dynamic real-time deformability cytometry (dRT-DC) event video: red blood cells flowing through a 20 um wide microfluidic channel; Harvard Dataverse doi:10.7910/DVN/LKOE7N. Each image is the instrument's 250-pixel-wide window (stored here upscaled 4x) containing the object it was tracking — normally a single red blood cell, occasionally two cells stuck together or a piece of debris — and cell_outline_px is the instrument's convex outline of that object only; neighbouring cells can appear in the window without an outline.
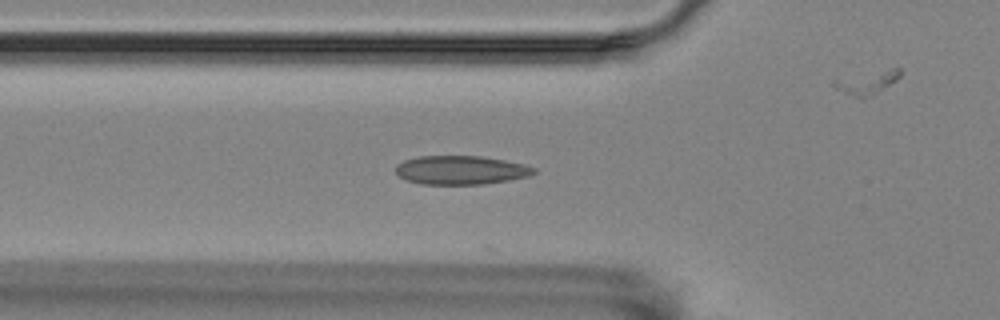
{"species": "Egyptian fruit bat (a non-hibernating species)", "species_latin": "Rousettus aegyptiacus", "temperature_condition": "room temperature", "stored_images_in_passage": 42, "camera_frame_rate_fps": 3000, "um_per_image_px": 0.085, "animal": {"sex": "female"}, "frame": {"image": 1, "passage_image": 7, "time_ms": 2.0, "image_size_px": [1000, 320], "cell_outline_px": [[536, 172], [528, 176], [508, 180], [484, 184], [420, 184], [408, 180], [400, 176], [396, 172], [396, 164], [404, 160], [420, 156], [480, 156], [504, 160], [536, 168]], "centroid_in_image_um": [39.15, 14.46], "position_along_channel_um": 86.7, "area_um2": 22.95}}
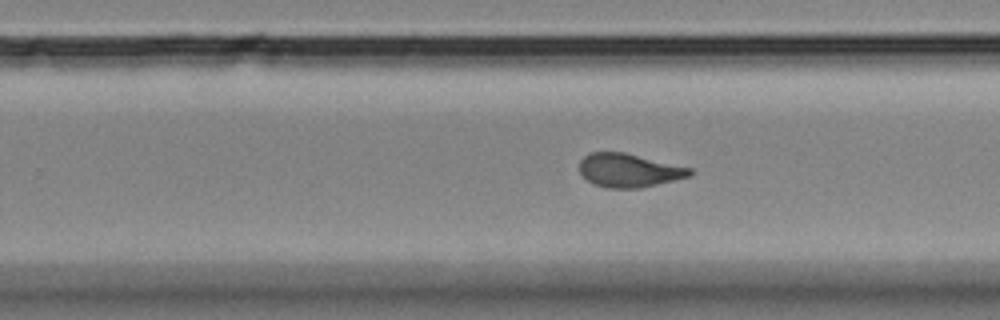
{"frame": {"image": 2, "passage_image": 23, "time_ms": 7.333, "image_size_px": [1000, 320], "cell_outline_px": [[696, 172], [692, 176], [640, 188], [608, 188], [596, 184], [588, 180], [580, 172], [580, 160], [588, 152], [624, 152], [692, 168]], "centroid_in_image_um": [53.5, 14.47], "position_along_channel_um": 276.3, "area_um2": 21.62}}
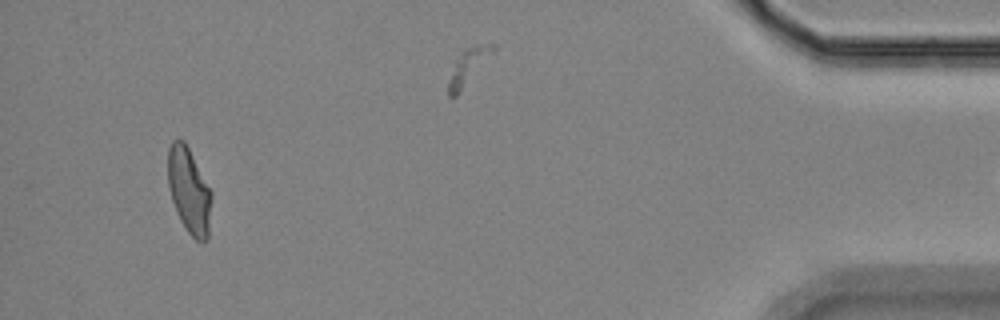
{"frame": {"image": 3, "passage_image": 41, "time_ms": 13.333, "image_size_px": [1000, 320], "cell_outline_px": [[212, 196], [208, 240], [204, 244], [196, 240], [188, 232], [180, 220], [172, 200], [168, 184], [168, 148], [172, 140], [184, 140], [212, 192]], "centroid_in_image_um": [16.08, 16.24], "position_along_channel_um": 419.1, "area_um2": 21.79}}